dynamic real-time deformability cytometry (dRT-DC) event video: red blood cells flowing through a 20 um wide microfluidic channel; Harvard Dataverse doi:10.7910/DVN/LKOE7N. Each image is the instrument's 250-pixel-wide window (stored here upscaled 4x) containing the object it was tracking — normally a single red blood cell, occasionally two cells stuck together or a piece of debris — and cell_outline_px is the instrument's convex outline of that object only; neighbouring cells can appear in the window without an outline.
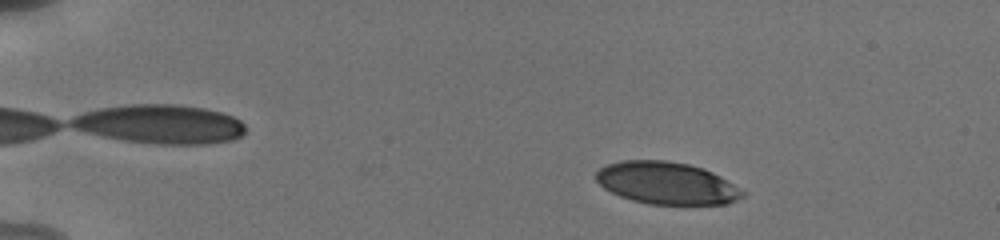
{"species": "human", "species_latin": "Homo sapiens", "temperature_condition": "cold", "stored_images_in_passage": 48, "camera_frame_rate_fps": 3000, "um_per_image_px": 0.085, "donor": {"sex": "male"}, "frame": {"image": 1, "passage_image": 3, "time_ms": 1.333, "image_size_px": [1000, 240], "cell_outline_px": [[748, 192], [744, 196], [728, 204], [648, 204], [632, 200], [620, 196], [604, 188], [596, 180], [596, 172], [600, 168], [608, 164], [620, 160], [668, 160], [688, 164], [704, 168], [720, 176]], "centroid_in_image_um": [56.69, 15.56], "position_along_channel_um": 28.3, "area_um2": 36.24}}
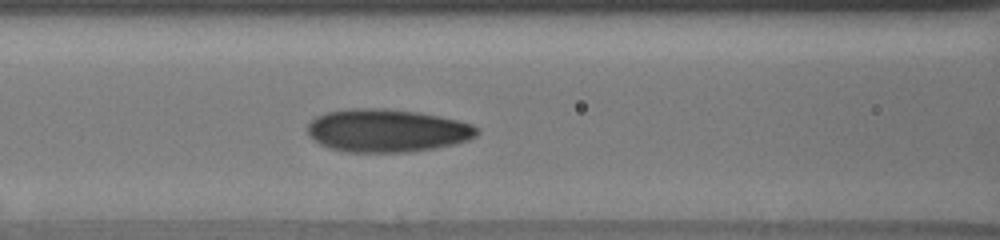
{"frame": {"image": 2, "passage_image": 18, "time_ms": 6.667, "image_size_px": [1000, 240], "cell_outline_px": [[480, 132], [476, 136], [468, 140], [456, 144], [408, 152], [348, 152], [332, 148], [320, 144], [312, 140], [308, 136], [308, 124], [316, 116], [324, 112], [348, 108], [388, 108], [416, 112], [456, 120], [472, 124], [480, 128]], "centroid_in_image_um": [32.88, 11.09], "position_along_channel_um": 133.7, "area_um2": 42.6}}
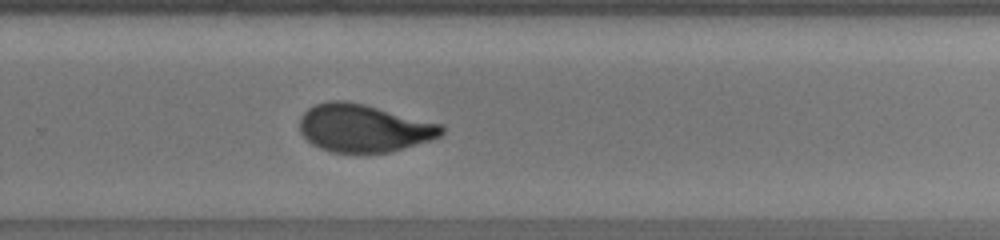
{"frame": {"image": 3, "passage_image": 32, "time_ms": 11.0, "image_size_px": [1000, 240], "cell_outline_px": [[444, 132], [440, 136], [432, 140], [388, 152], [332, 152], [320, 148], [312, 144], [300, 132], [300, 116], [308, 108], [316, 104], [328, 100], [348, 100], [364, 104], [440, 124], [444, 128]], "centroid_in_image_um": [30.89, 10.88], "position_along_channel_um": 298.9, "area_um2": 39.25}, "authors_computed_cell_mechanics": {"area_um2": 39.4774, "velocity_mm_per_s": 3.8237, "shape_relaxation_time_tau1_ms": 3.8134, "shape_relaxation_time_tau2_ms": 1.1466, "deformation_change_tau1": 0.1749, "deformation_change_tau2": 0.0729}}